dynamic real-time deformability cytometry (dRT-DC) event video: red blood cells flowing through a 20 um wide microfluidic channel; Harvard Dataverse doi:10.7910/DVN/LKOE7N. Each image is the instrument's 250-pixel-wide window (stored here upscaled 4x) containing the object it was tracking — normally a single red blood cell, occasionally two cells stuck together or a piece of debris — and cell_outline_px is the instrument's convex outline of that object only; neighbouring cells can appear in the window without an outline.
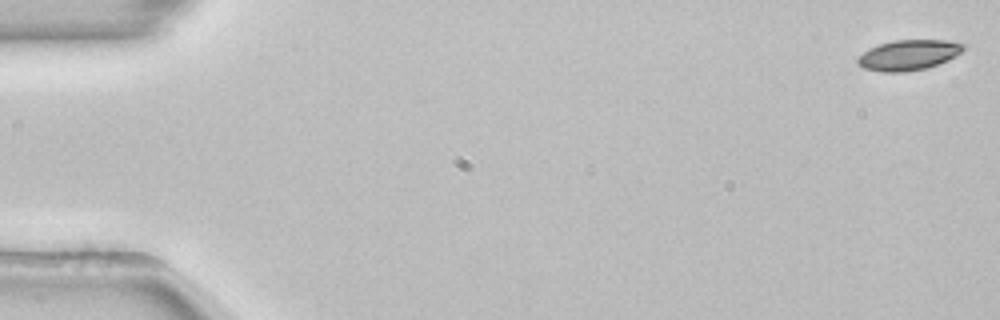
{"species": "common noctule bat (a hibernating species)", "species_latin": "Nyctalus noctula", "temperature_condition": "room temperature", "stored_images_in_passage": 9, "camera_frame_rate_fps": 3000, "um_per_image_px": 0.085, "animal": {"sex": "female", "body_mass_g": 22.7, "forearm_length_mm": 54.2}, "frame": {"image": 1, "passage_image": 1, "time_ms": 0.0, "image_size_px": [1000, 320], "cell_outline_px": [[964, 48], [960, 52], [948, 60], [924, 68], [904, 72], [880, 72], [864, 68], [856, 64], [856, 56], [868, 48], [892, 40], [944, 40], [964, 44]], "centroid_in_image_um": [77.13, 4.68], "position_along_channel_um": 7.9, "area_um2": 18.67}}